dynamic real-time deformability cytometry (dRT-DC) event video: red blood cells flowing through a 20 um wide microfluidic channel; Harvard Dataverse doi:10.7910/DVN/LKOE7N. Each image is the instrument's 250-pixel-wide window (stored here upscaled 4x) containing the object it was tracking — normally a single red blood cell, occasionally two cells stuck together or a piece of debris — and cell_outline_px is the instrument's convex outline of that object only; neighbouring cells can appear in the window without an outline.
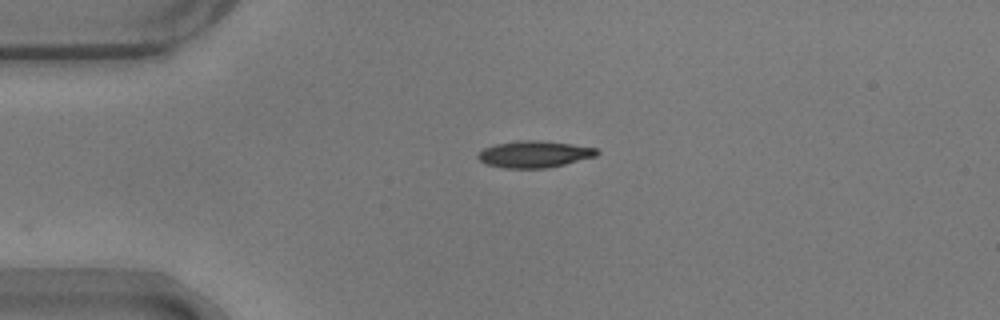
{"species": "common noctule bat (a hibernating species)", "species_latin": "Nyctalus noctula", "temperature_condition": "warm", "stored_images_in_passage": 28, "camera_frame_rate_fps": 3000, "um_per_image_px": 0.085, "animal": {"sex": "male", "body_mass_g": 17.9}, "frame": {"image": 1, "passage_image": 1, "time_ms": 0.0, "image_size_px": [1000, 320], "cell_outline_px": [[600, 152], [596, 156], [548, 168], [504, 168], [484, 164], [476, 156], [484, 148], [496, 144], [516, 140], [536, 140], [572, 144], [596, 148]], "centroid_in_image_um": [45.39, 13.11], "position_along_channel_um": 39.6, "area_um2": 18.5}}
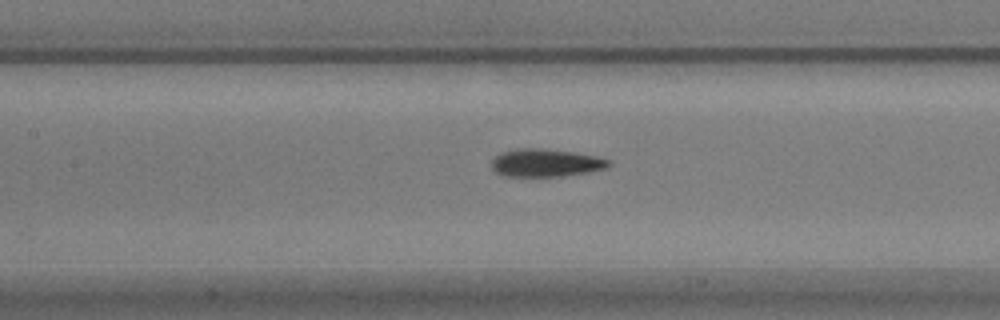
{"frame": {"image": 2, "passage_image": 13, "time_ms": 4.0, "image_size_px": [1000, 320], "cell_outline_px": [[612, 164], [608, 168], [588, 172], [564, 176], [504, 176], [496, 172], [492, 168], [492, 160], [500, 152], [516, 148], [544, 148], [576, 152], [596, 156], [612, 160]], "centroid_in_image_um": [46.43, 13.83], "position_along_channel_um": 161.0, "area_um2": 19.31}}
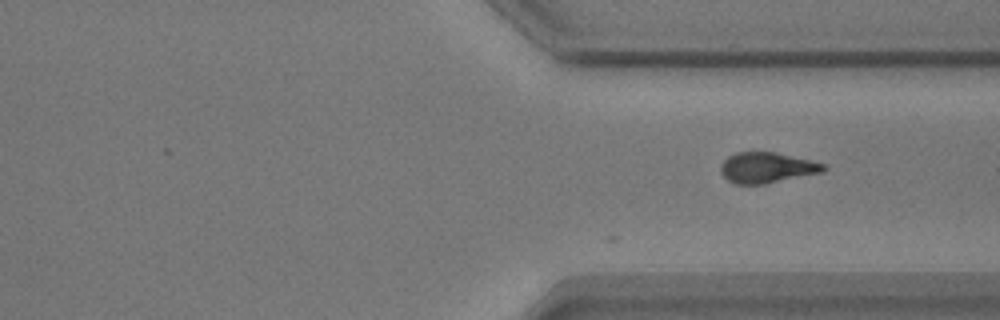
{"frame": {"image": 3, "passage_image": 28, "time_ms": 9.0, "image_size_px": [1000, 320], "cell_outline_px": [[828, 168], [824, 172], [764, 184], [736, 184], [728, 180], [720, 172], [720, 164], [728, 156], [736, 152], [776, 152], [812, 160], [828, 164]], "centroid_in_image_um": [65.23, 14.24], "position_along_channel_um": 346.2, "area_um2": 18.61}}